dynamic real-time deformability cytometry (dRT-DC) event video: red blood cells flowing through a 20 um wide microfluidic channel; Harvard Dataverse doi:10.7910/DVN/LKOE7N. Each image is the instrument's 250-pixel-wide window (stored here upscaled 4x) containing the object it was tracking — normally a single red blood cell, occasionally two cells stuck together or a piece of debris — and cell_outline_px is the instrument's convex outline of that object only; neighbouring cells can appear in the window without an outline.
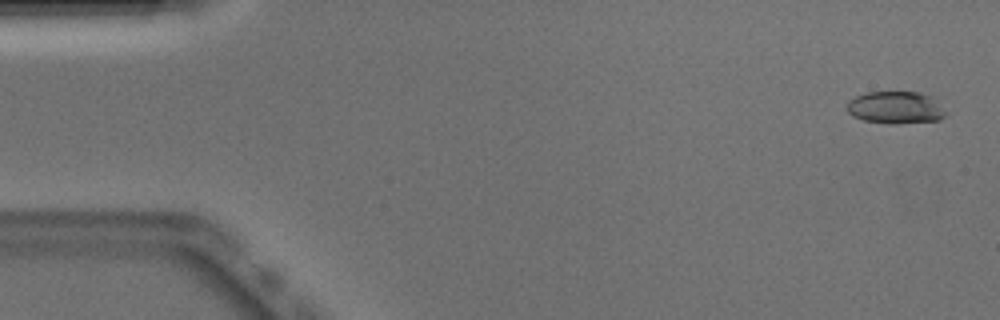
{"species": "Egyptian fruit bat (a non-hibernating species)", "species_latin": "Rousettus aegyptiacus", "temperature_condition": "warm", "stored_images_in_passage": 51, "camera_frame_rate_fps": 3000, "um_per_image_px": 0.085, "animal": {"sex": "male"}, "frame": {"image": 1, "passage_image": 2, "time_ms": 0.333, "image_size_px": [1000, 320], "cell_outline_px": [[948, 112], [940, 120], [896, 124], [864, 120], [852, 116], [844, 108], [848, 100], [856, 96], [868, 92], [920, 92], [932, 96]], "centroid_in_image_um": [76.13, 9.14], "position_along_channel_um": 8.9, "area_um2": 18.84}}
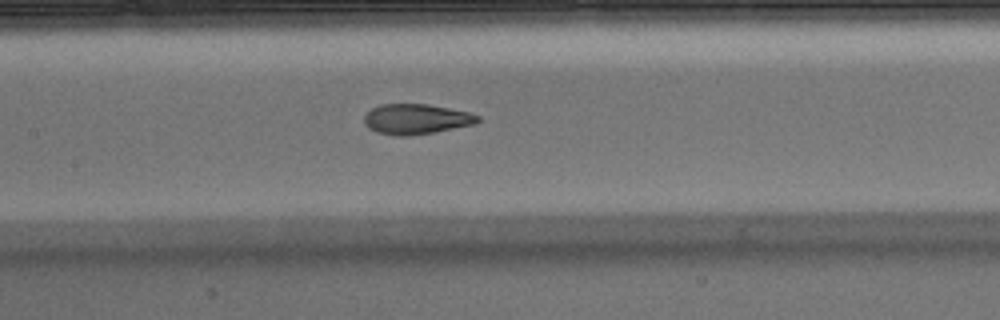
{"frame": {"image": 2, "passage_image": 24, "time_ms": 7.667, "image_size_px": [1000, 320], "cell_outline_px": [[480, 120], [476, 124], [436, 132], [408, 136], [396, 136], [376, 132], [368, 128], [364, 124], [364, 116], [372, 108], [380, 104], [428, 104], [468, 112], [480, 116]], "centroid_in_image_um": [35.37, 10.13], "position_along_channel_um": 172.0, "area_um2": 20.17}}
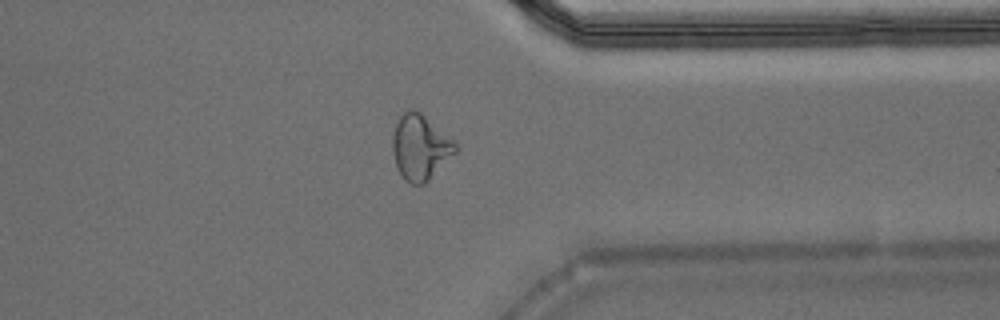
{"frame": {"image": 3, "passage_image": 40, "time_ms": 13.0, "image_size_px": [1000, 320], "cell_outline_px": [[456, 152], [424, 184], [412, 184], [404, 180], [396, 164], [392, 152], [392, 136], [396, 124], [400, 116], [408, 108], [416, 108], [452, 140], [456, 144]], "centroid_in_image_um": [35.68, 12.5], "position_along_channel_um": 375.7, "area_um2": 23.52}, "authors_computed_cell_mechanics": {"area_um2": 20.5768, "velocity_mm_per_s": 3.9235, "shape_relaxation_time_tau1_ms": 6.1744, "shape_relaxation_time_tau2_ms": 1.3717, "deformation_change_tau1": 0.213, "deformation_change_tau2": 0.0819}}